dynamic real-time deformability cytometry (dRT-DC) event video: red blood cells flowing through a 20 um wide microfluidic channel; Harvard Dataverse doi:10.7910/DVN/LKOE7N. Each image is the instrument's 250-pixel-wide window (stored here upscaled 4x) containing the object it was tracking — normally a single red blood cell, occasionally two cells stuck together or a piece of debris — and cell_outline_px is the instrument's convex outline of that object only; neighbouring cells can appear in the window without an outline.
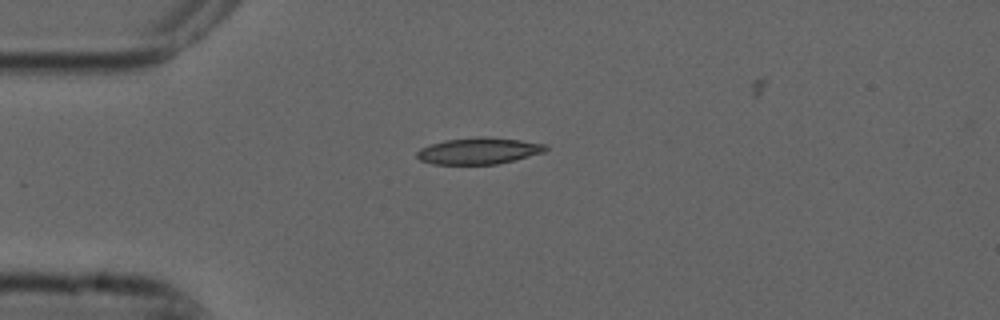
{"species": "common noctule bat (a hibernating species)", "species_latin": "Nyctalus noctula", "temperature_condition": "cold", "stored_images_in_passage": 5, "camera_frame_rate_fps": 3000, "um_per_image_px": 0.085, "animal": {"sex": "male", "forearm_length_mm": 52.5}, "frame": {"image": 1, "passage_image": 5, "time_ms": 1.333, "image_size_px": [1000, 320], "cell_outline_px": [[548, 148], [544, 152], [516, 160], [496, 164], [432, 164], [420, 160], [416, 156], [416, 152], [420, 148], [444, 140], [480, 136], [488, 136], [520, 140], [548, 144]], "centroid_in_image_um": [40.72, 12.82], "position_along_channel_um": 44.3, "area_um2": 20.06}}